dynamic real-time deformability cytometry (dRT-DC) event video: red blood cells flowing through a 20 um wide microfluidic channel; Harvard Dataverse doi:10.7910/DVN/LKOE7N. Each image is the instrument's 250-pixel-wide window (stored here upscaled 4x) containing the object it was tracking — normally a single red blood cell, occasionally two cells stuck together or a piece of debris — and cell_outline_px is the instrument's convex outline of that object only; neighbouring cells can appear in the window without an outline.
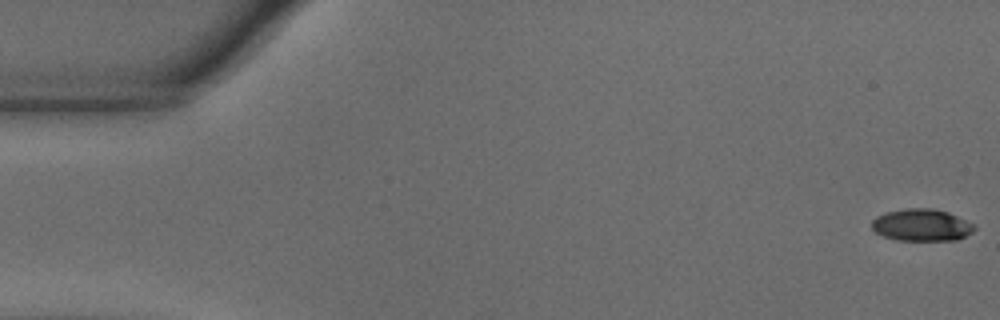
{"species": "common noctule bat (a hibernating species)", "species_latin": "Nyctalus noctula", "temperature_condition": "warm", "stored_images_in_passage": 17, "camera_frame_rate_fps": 3000, "um_per_image_px": 0.085, "animal": {"sex": "male", "body_mass_g": 18.8}, "frame": {"image": 1, "passage_image": 1, "time_ms": 0.0, "image_size_px": [1000, 320], "cell_outline_px": [[976, 228], [972, 232], [956, 240], [896, 240], [884, 236], [876, 232], [872, 228], [872, 220], [876, 216], [884, 212], [904, 208], [932, 208], [948, 212], [972, 224]], "centroid_in_image_um": [78.29, 19.12], "position_along_channel_um": 6.7, "area_um2": 19.07}}
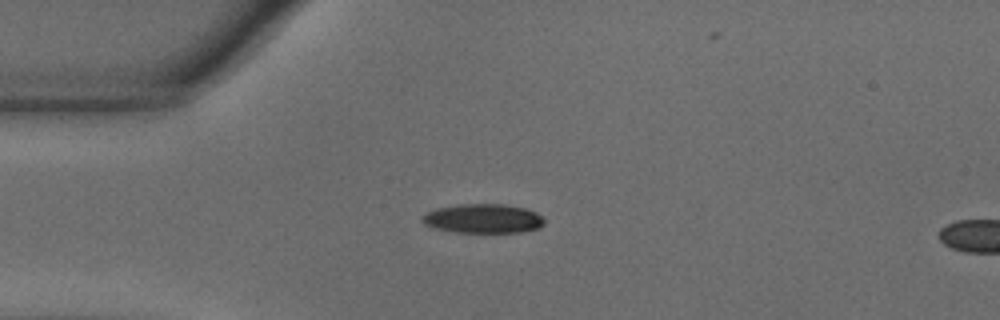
{"frame": {"image": 2, "passage_image": 14, "time_ms": 4.333, "image_size_px": [1000, 320], "cell_outline_px": [[544, 224], [540, 228], [520, 232], [456, 232], [436, 228], [424, 224], [420, 220], [428, 212], [436, 208], [460, 204], [504, 204], [524, 208], [536, 212], [544, 220]], "centroid_in_image_um": [41.08, 18.57], "position_along_channel_um": 43.9, "area_um2": 20.63}}